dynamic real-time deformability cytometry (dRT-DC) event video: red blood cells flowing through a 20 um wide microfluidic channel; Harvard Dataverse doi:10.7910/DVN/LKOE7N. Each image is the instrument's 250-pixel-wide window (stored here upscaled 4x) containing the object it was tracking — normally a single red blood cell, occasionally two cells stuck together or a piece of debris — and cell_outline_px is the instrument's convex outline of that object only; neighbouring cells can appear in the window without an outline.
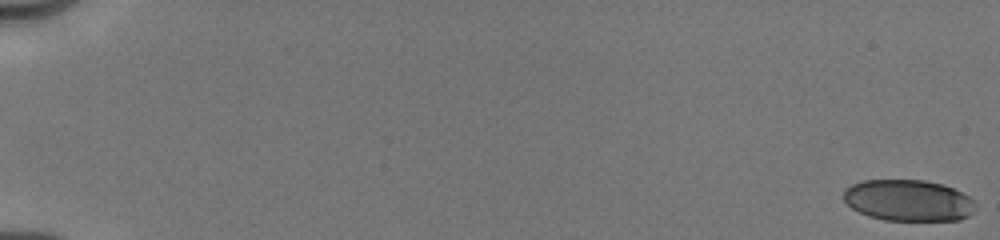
{"species": "human", "species_latin": "Homo sapiens", "temperature_condition": "cold", "stored_images_in_passage": 47, "camera_frame_rate_fps": 3000, "um_per_image_px": 0.085, "donor": {"sex": "male"}, "frame": {"image": 1, "passage_image": 1, "time_ms": 0.0, "image_size_px": [1000, 240], "cell_outline_px": [[976, 204], [972, 212], [968, 216], [960, 220], [884, 220], [868, 216], [852, 208], [844, 200], [844, 188], [852, 184], [864, 180], [924, 180], [944, 184], [968, 196]], "centroid_in_image_um": [77.19, 17.03], "position_along_channel_um": 7.8, "area_um2": 31.73}}
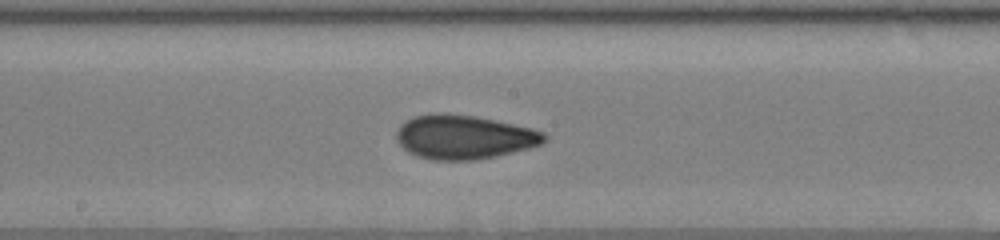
{"frame": {"image": 2, "passage_image": 27, "time_ms": 10.0, "image_size_px": [1000, 240], "cell_outline_px": [[548, 136], [540, 144], [528, 148], [496, 156], [472, 160], [432, 160], [416, 156], [408, 152], [396, 140], [396, 132], [400, 124], [412, 116], [440, 112], [444, 112], [476, 116], [532, 128], [544, 132]], "centroid_in_image_um": [39.4, 11.63], "position_along_channel_um": 208.8, "area_um2": 38.09}}
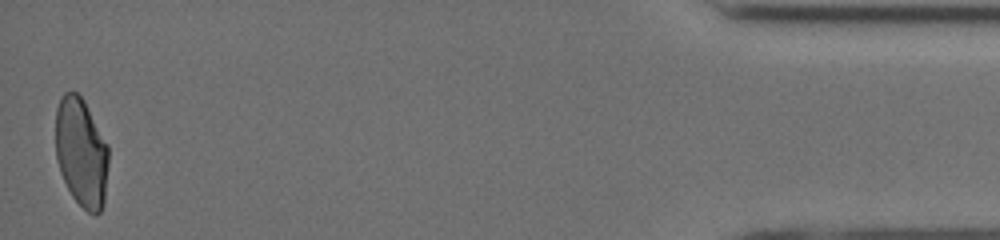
{"frame": {"image": 3, "passage_image": 47, "time_ms": 17.333, "image_size_px": [1000, 240], "cell_outline_px": [[108, 164], [104, 204], [100, 212], [96, 216], [88, 212], [72, 196], [60, 172], [56, 160], [56, 108], [64, 92], [76, 92], [84, 100], [108, 144]], "centroid_in_image_um": [6.92, 12.97], "position_along_channel_um": 428.3, "area_um2": 33.76}, "authors_computed_cell_mechanics": {"area_um2": 35.4892, "velocity_mm_per_s": 4.0187, "shape_relaxation_time_tau1_ms": 10.3417, "shape_relaxation_time_tau2_ms": 1.5708, "deformation_change_tau1": 0.2253, "deformation_change_tau2": 0.069}}